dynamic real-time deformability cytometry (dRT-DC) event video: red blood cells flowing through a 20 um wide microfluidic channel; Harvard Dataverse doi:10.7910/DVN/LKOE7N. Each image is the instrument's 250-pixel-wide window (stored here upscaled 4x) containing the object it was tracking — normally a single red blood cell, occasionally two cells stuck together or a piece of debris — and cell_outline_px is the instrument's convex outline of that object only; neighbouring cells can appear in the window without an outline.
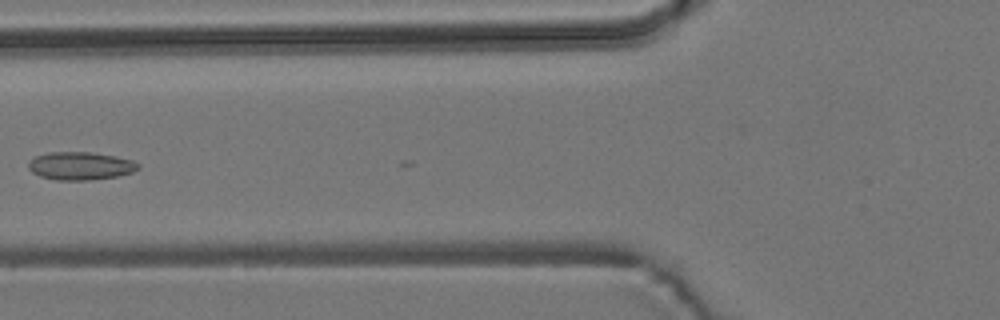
{"species": "common noctule bat (a hibernating species)", "species_latin": "Nyctalus noctula", "temperature_condition": "room temperature", "stored_images_in_passage": 5, "camera_frame_rate_fps": 3000, "um_per_image_px": 0.085, "animal": {"sex": "male", "body_mass_g": 19.2, "forearm_length_mm": 51.8}, "frame": {"image": 1, "passage_image": 5, "time_ms": 4.667, "image_size_px": [1000, 320], "cell_outline_px": [[140, 168], [132, 172], [120, 176], [88, 180], [56, 180], [40, 176], [32, 172], [28, 168], [28, 160], [36, 156], [48, 152], [88, 152], [116, 156], [132, 160], [140, 164]], "centroid_in_image_um": [6.84, 14.1], "position_along_channel_um": 119.0, "area_um2": 18.03}}